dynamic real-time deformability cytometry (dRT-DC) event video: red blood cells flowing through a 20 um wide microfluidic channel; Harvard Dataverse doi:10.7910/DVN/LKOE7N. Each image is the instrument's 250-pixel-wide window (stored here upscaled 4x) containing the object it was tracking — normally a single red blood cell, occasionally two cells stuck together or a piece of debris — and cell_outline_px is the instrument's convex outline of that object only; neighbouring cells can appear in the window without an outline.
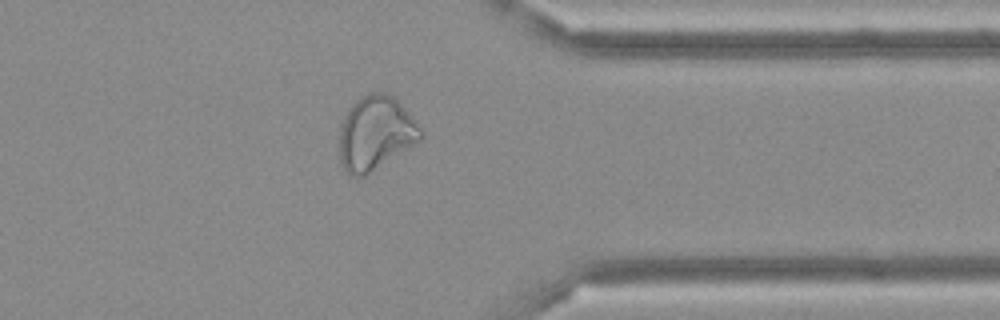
{"species": "Egyptian fruit bat (a non-hibernating species)", "species_latin": "Rousettus aegyptiacus", "temperature_condition": "cold", "stored_images_in_passage": 33, "camera_frame_rate_fps": 3000, "um_per_image_px": 0.085, "frame": {"image": 1, "passage_image": 28, "time_ms": 9.0, "image_size_px": [1000, 320], "cell_outline_px": [[424, 136], [420, 140], [364, 176], [352, 176], [340, 164], [340, 124], [348, 108], [356, 100], [368, 92], [384, 92], [392, 96], [416, 120], [424, 132]], "centroid_in_image_um": [31.91, 11.29], "position_along_channel_um": 379.5, "area_um2": 34.8}}